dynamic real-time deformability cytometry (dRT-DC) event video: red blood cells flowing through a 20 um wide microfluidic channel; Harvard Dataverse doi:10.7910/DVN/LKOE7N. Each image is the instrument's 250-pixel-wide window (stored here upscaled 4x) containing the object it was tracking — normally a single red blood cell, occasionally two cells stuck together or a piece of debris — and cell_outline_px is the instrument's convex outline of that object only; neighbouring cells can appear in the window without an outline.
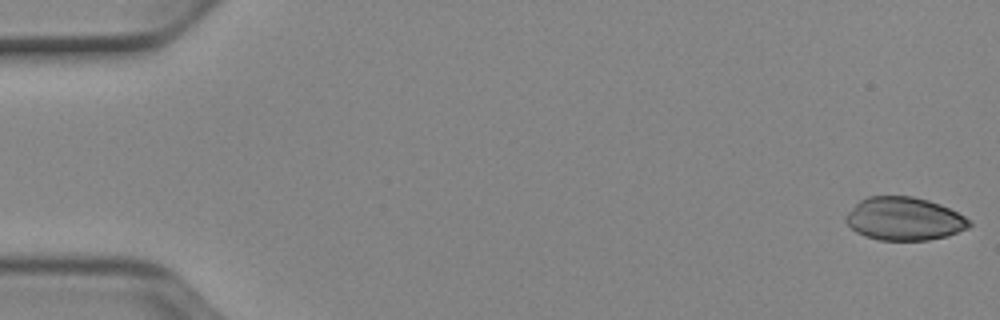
{"species": "Egyptian fruit bat (a non-hibernating species)", "species_latin": "Rousettus aegyptiacus", "temperature_condition": "cold", "stored_images_in_passage": 52, "camera_frame_rate_fps": 3000, "um_per_image_px": 0.085, "animal": {"sex": "female"}, "frame": {"image": 1, "passage_image": 1, "time_ms": 0.0, "image_size_px": [1000, 320], "cell_outline_px": [[972, 224], [968, 228], [948, 236], [928, 240], [880, 240], [864, 236], [856, 232], [844, 220], [844, 216], [860, 200], [868, 196], [912, 196], [928, 200], [940, 204], [964, 216]], "centroid_in_image_um": [76.84, 18.6], "position_along_channel_um": 8.2, "area_um2": 30.98}}
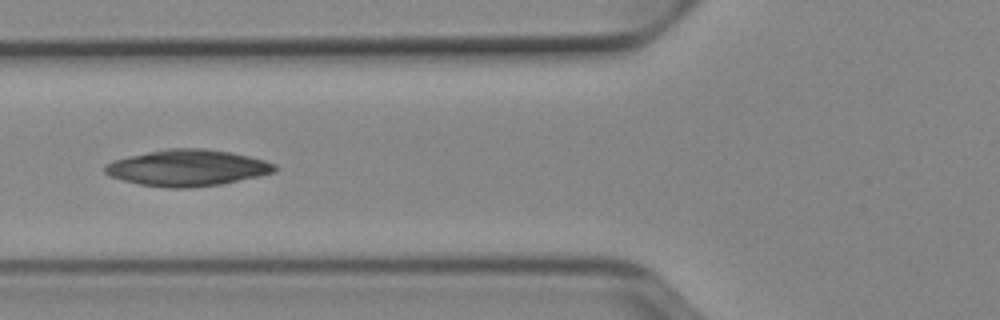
{"frame": {"image": 2, "passage_image": 20, "time_ms": 6.333, "image_size_px": [1000, 320], "cell_outline_px": [[276, 172], [260, 176], [220, 184], [188, 188], [164, 188], [140, 184], [124, 180], [112, 176], [104, 172], [104, 164], [112, 160], [128, 156], [168, 148], [204, 148], [228, 152], [248, 156], [264, 160], [276, 164]], "centroid_in_image_um": [15.92, 14.27], "position_along_channel_um": 109.9, "area_um2": 35.89}}
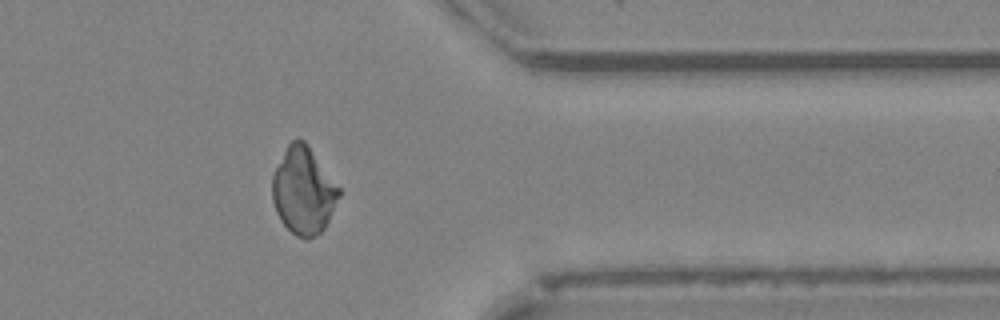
{"frame": {"image": 3, "passage_image": 42, "time_ms": 13.667, "image_size_px": [1000, 320], "cell_outline_px": [[340, 196], [324, 228], [316, 236], [308, 240], [304, 240], [296, 236], [280, 220], [276, 212], [272, 200], [272, 176], [288, 144], [292, 140], [304, 140], [340, 188]], "centroid_in_image_um": [25.79, 16.25], "position_along_channel_um": 385.6, "area_um2": 33.52}}